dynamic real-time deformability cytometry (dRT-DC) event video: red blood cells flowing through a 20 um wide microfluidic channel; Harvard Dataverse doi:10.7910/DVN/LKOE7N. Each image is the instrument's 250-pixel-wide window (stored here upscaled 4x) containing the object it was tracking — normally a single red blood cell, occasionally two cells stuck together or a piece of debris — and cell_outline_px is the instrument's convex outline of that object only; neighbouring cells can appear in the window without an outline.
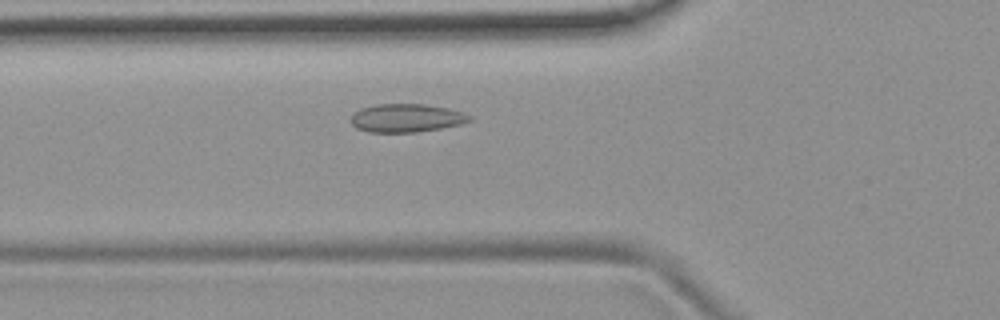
{"species": "common noctule bat (a hibernating species)", "species_latin": "Nyctalus noctula", "temperature_condition": "room temperature", "stored_images_in_passage": 39, "camera_frame_rate_fps": 3000, "um_per_image_px": 0.085, "animal": {"sex": "female", "body_mass_g": 19.9}, "frame": {"image": 1, "passage_image": 5, "time_ms": 1.333, "image_size_px": [1000, 320], "cell_outline_px": [[472, 120], [460, 124], [440, 128], [416, 132], [368, 132], [356, 128], [352, 124], [352, 112], [360, 108], [376, 104], [424, 104], [448, 108], [472, 116]], "centroid_in_image_um": [34.51, 10.02], "position_along_channel_um": 91.3, "area_um2": 19.54}}
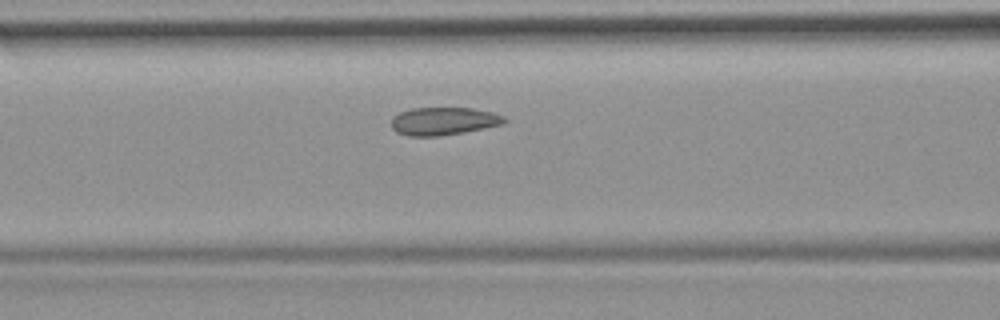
{"frame": {"image": 2, "passage_image": 8, "time_ms": 2.333, "image_size_px": [1000, 320], "cell_outline_px": [[508, 120], [504, 124], [464, 132], [436, 136], [408, 136], [396, 132], [392, 128], [392, 116], [400, 112], [412, 108], [472, 108], [492, 112], [504, 116]], "centroid_in_image_um": [37.71, 10.29], "position_along_channel_um": 128.9, "area_um2": 18.38}}
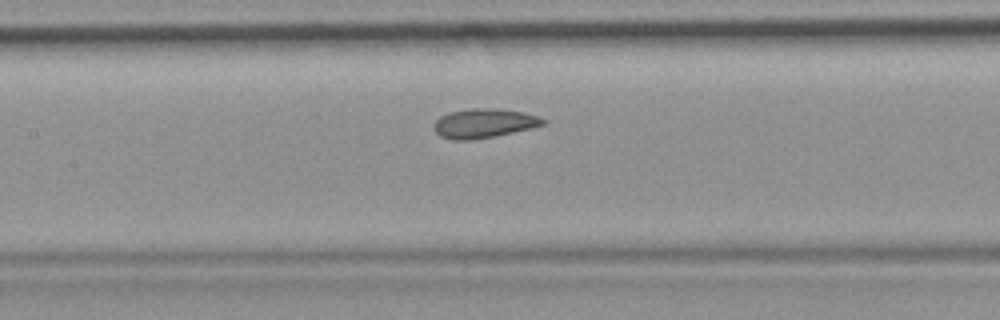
{"frame": {"image": 3, "passage_image": 11, "time_ms": 3.333, "image_size_px": [1000, 320], "cell_outline_px": [[544, 124], [532, 128], [492, 136], [468, 140], [452, 140], [440, 136], [432, 128], [432, 124], [440, 116], [448, 112], [472, 108], [496, 108], [524, 112], [540, 116], [544, 120]], "centroid_in_image_um": [41.09, 10.46], "position_along_channel_um": 166.3, "area_um2": 18.61}, "authors_computed_cell_mechanics": {"area_um2": 18.5538, "velocity_mm_per_s": 3.7421, "shape_relaxation_time_tau1_ms": 8.1375, "shape_relaxation_time_tau2_ms": 2.991, "deformation_change_tau1": 0.1054, "deformation_change_tau2": 0.0467}}